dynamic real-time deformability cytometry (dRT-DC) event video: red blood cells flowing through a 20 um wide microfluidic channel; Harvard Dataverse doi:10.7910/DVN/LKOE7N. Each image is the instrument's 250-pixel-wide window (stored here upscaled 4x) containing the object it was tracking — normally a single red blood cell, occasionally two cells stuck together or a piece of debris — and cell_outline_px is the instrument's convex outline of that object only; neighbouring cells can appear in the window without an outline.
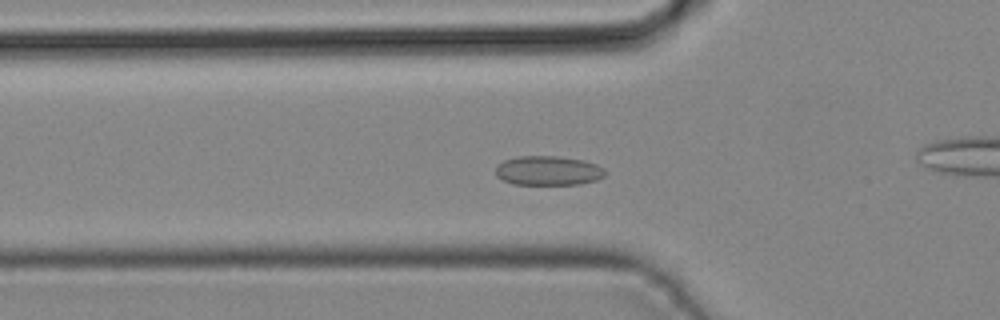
{"species": "common noctule bat (a hibernating species)", "species_latin": "Nyctalus noctula", "temperature_condition": "cold", "stored_images_in_passage": 43, "camera_frame_rate_fps": 3000, "um_per_image_px": 0.085, "animal": {"sex": "male", "body_mass_g": 19.2, "forearm_length_mm": 51.8}, "frame": {"image": 1, "passage_image": 14, "time_ms": 4.333, "image_size_px": [1000, 320], "cell_outline_px": [[604, 176], [596, 180], [580, 184], [512, 184], [496, 176], [496, 168], [504, 160], [516, 156], [556, 156], [584, 160], [596, 164], [604, 168]], "centroid_in_image_um": [46.6, 14.5], "position_along_channel_um": 79.2, "area_um2": 18.67}}
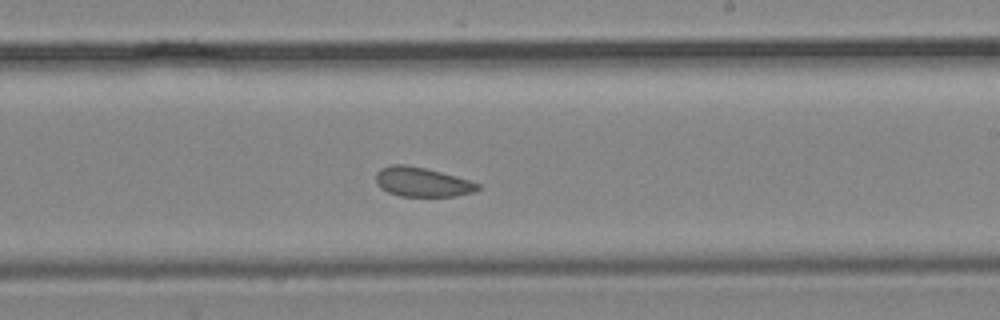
{"frame": {"image": 2, "passage_image": 25, "time_ms": 8.0, "image_size_px": [1000, 320], "cell_outline_px": [[480, 188], [472, 192], [456, 196], [400, 196], [388, 192], [380, 188], [376, 180], [376, 172], [380, 168], [392, 164], [404, 164], [424, 168], [440, 172], [468, 180], [480, 184]], "centroid_in_image_um": [35.84, 15.47], "position_along_channel_um": 253.2, "area_um2": 17.28}}
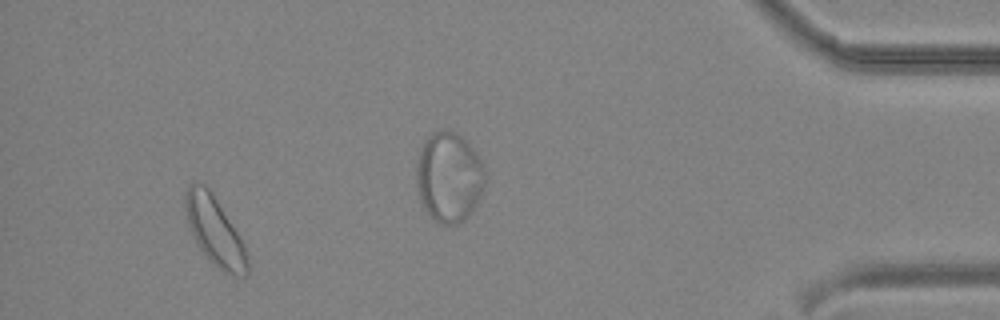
{"frame": {"image": 3, "passage_image": 40, "time_ms": 13.0, "image_size_px": [1000, 320], "cell_outline_px": [[248, 276], [236, 276], [224, 272], [208, 260], [200, 248], [188, 224], [184, 212], [184, 196], [188, 184], [192, 180], [204, 184], [212, 192], [240, 236], [244, 244], [248, 264]], "centroid_in_image_um": [18.23, 19.6], "position_along_channel_um": 417.0, "area_um2": 24.91}}